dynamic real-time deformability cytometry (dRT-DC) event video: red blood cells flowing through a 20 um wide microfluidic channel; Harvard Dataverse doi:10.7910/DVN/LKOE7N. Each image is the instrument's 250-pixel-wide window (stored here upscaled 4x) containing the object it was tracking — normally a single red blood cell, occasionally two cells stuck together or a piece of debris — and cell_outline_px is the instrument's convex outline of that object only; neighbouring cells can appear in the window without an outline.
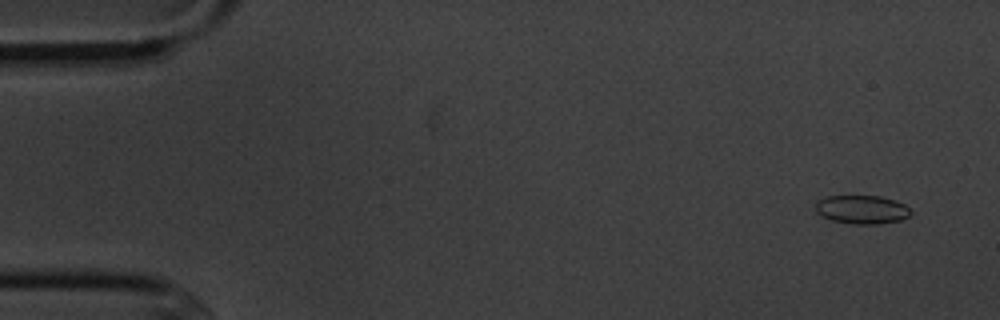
{"species": "common noctule bat (a hibernating species)", "species_latin": "Nyctalus noctula", "temperature_condition": "cold", "stored_images_in_passage": 5, "camera_frame_rate_fps": 3000, "um_per_image_px": 0.085, "animal": {"sex": "male", "body_mass_g": 20.1, "forearm_length_mm": 53.5}, "frame": {"image": 1, "passage_image": 1, "time_ms": 0.0, "image_size_px": [1000, 320], "cell_outline_px": [[912, 212], [908, 216], [900, 220], [880, 224], [852, 224], [832, 220], [816, 212], [816, 204], [820, 200], [828, 196], [880, 196], [904, 204]], "centroid_in_image_um": [73.27, 17.82], "position_along_channel_um": 11.7, "area_um2": 15.61}}